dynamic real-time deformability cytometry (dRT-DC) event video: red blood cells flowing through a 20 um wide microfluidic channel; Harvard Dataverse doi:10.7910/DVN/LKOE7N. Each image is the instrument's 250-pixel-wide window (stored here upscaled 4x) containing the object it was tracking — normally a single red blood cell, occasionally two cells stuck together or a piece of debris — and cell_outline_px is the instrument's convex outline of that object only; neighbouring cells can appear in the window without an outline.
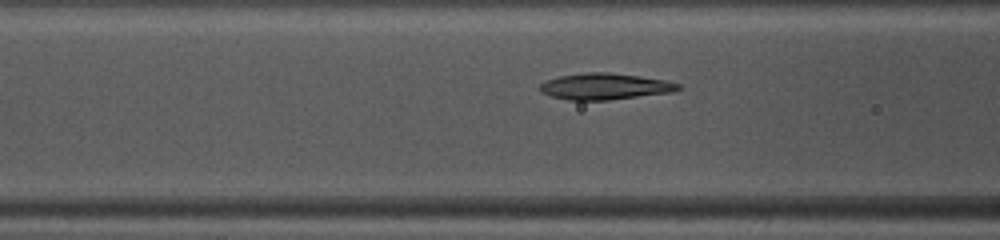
{"species": "common noctule bat (a hibernating species)", "species_latin": "Nyctalus noctula", "temperature_condition": "warm", "stored_images_in_passage": 42, "camera_frame_rate_fps": 3000, "um_per_image_px": 0.085, "animal": {"sex": "female", "body_mass_g": 10.0, "forearm_length_mm": 53.1}, "frame": {"image": 1, "passage_image": 16, "time_ms": 5.0, "image_size_px": [1000, 240], "cell_outline_px": [[684, 88], [676, 92], [608, 100], [568, 100], [552, 96], [540, 92], [540, 84], [548, 80], [560, 76], [588, 72], [608, 72], [640, 76], [668, 80], [680, 84]], "centroid_in_image_um": [51.51, 7.35], "position_along_channel_um": 115.1, "area_um2": 21.39}}
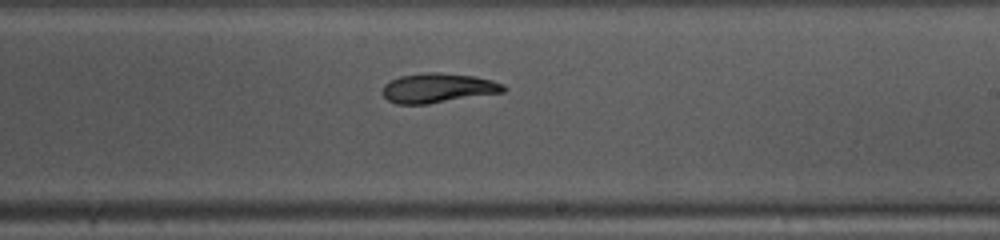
{"frame": {"image": 2, "passage_image": 26, "time_ms": 8.333, "image_size_px": [1000, 240], "cell_outline_px": [[508, 88], [504, 92], [428, 104], [396, 104], [388, 100], [380, 92], [384, 84], [388, 80], [400, 76], [428, 72], [440, 72], [472, 76], [492, 80], [504, 84]], "centroid_in_image_um": [37.2, 7.48], "position_along_channel_um": 251.8, "area_um2": 21.04}}
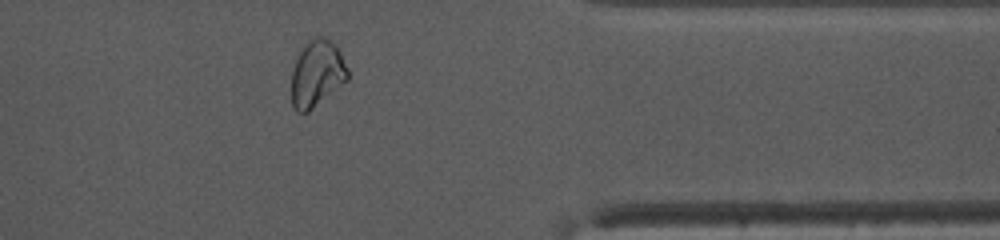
{"frame": {"image": 3, "passage_image": 37, "time_ms": 12.0, "image_size_px": [1000, 240], "cell_outline_px": [[348, 80], [308, 112], [296, 112], [292, 108], [292, 72], [296, 60], [304, 44], [312, 36], [324, 36], [336, 44], [348, 68]], "centroid_in_image_um": [26.95, 6.23], "position_along_channel_um": 384.5, "area_um2": 21.96}, "authors_computed_cell_mechanics": {"area_um2": 21.3571, "velocity_mm_per_s": 4.1015, "shape_relaxation_time_tau1_ms": 2.8997, "shape_relaxation_time_tau2_ms": 6.7467, "deformation_change_tau1": 0.1181, "deformation_change_tau2": 0.1219}}